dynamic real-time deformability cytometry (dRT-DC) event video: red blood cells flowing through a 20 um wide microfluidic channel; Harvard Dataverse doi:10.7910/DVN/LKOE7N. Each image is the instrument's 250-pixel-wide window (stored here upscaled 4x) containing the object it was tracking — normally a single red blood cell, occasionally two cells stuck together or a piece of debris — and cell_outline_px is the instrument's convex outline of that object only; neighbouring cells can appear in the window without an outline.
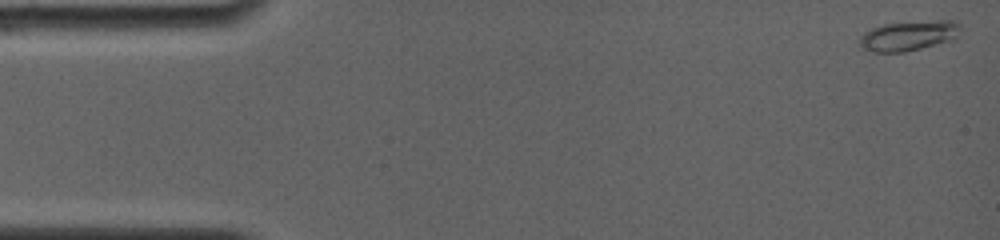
{"species": "common noctule bat (a hibernating species)", "species_latin": "Nyctalus noctula", "temperature_condition": "room temperature", "stored_images_in_passage": 7, "camera_frame_rate_fps": 4000, "um_per_image_px": 0.085, "animal": {"sex": "female", "body_mass_g": 19.0, "forearm_length_mm": 56.7}, "frame": {"image": 1, "passage_image": 1, "time_ms": 0.0, "image_size_px": [1000, 240], "cell_outline_px": [[960, 28], [956, 36], [952, 40], [904, 52], [872, 52], [864, 48], [856, 40], [864, 32], [872, 28], [884, 24], [936, 20], [956, 20], [960, 24]], "centroid_in_image_um": [77.22, 3.03], "position_along_channel_um": 7.8, "area_um2": 17.57}}
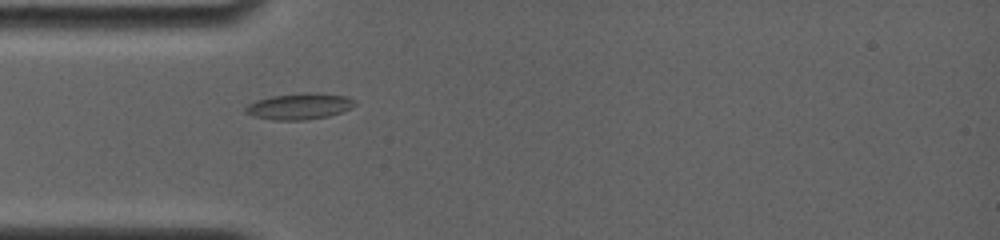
{"frame": {"image": 2, "passage_image": 6, "time_ms": 4.5, "image_size_px": [1000, 240], "cell_outline_px": [[356, 104], [352, 108], [328, 116], [304, 120], [272, 120], [256, 116], [244, 112], [244, 108], [248, 104], [256, 100], [272, 96], [304, 92], [316, 92], [344, 96], [352, 100]], "centroid_in_image_um": [25.42, 9.03], "position_along_channel_um": 59.6, "area_um2": 16.59}}